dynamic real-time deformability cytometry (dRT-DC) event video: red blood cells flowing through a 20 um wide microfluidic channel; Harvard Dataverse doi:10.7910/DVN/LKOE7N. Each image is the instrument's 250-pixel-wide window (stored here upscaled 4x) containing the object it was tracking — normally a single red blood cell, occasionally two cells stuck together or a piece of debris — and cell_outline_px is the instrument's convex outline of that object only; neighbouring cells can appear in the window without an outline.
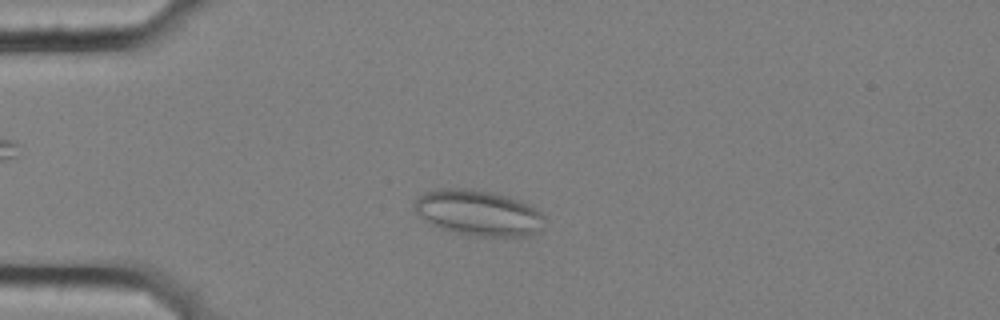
{"species": "common noctule bat (a hibernating species)", "species_latin": "Nyctalus noctula", "temperature_condition": "cold", "stored_images_in_passage": 55, "camera_frame_rate_fps": 3000, "um_per_image_px": 0.085, "animal": {"sex": "female", "body_mass_g": 25.1}, "frame": {"image": 1, "passage_image": 13, "time_ms": 4.0, "image_size_px": [1000, 320], "cell_outline_px": [[544, 228], [540, 232], [528, 236], [476, 236], [456, 232], [440, 228], [432, 224], [420, 216], [412, 208], [412, 204], [416, 196], [424, 192], [440, 188], [464, 188], [492, 192], [508, 196], [532, 204], [544, 216]], "centroid_in_image_um": [40.68, 18.08], "position_along_channel_um": 44.3, "area_um2": 35.08}}
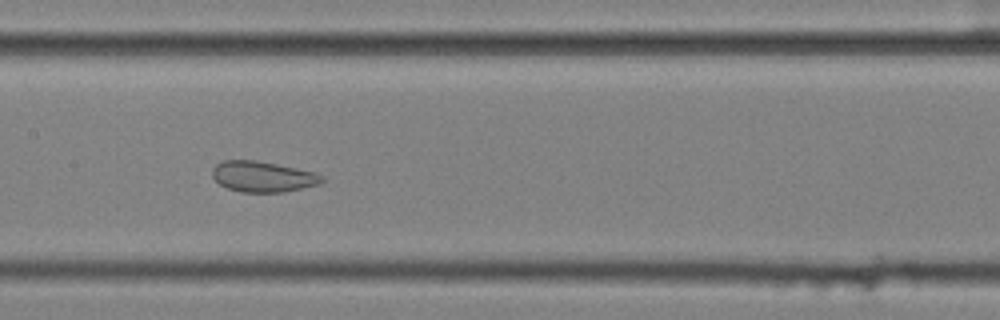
{"frame": {"image": 2, "passage_image": 27, "time_ms": 8.667, "image_size_px": [1000, 320], "cell_outline_px": [[324, 180], [320, 184], [284, 192], [240, 192], [228, 188], [220, 184], [212, 176], [212, 168], [216, 164], [224, 160], [256, 160], [316, 172]], "centroid_in_image_um": [22.32, 15.01], "position_along_channel_um": 185.1, "area_um2": 19.54}}
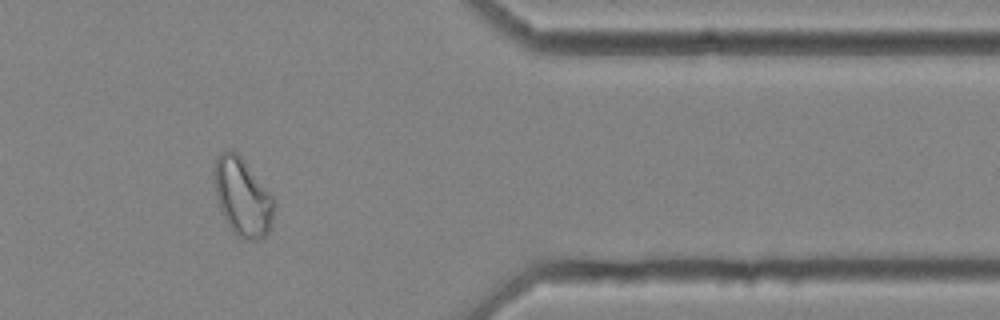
{"frame": {"image": 3, "passage_image": 46, "time_ms": 15.0, "image_size_px": [1000, 320], "cell_outline_px": [[276, 204], [272, 220], [268, 232], [260, 240], [248, 240], [236, 236], [232, 232], [220, 208], [216, 196], [212, 172], [216, 160], [220, 152], [236, 152], [244, 160], [276, 200]], "centroid_in_image_um": [20.62, 16.77], "position_along_channel_um": 390.8, "area_um2": 27.22}, "authors_computed_cell_mechanics": {"area_um2": 27.2238, "velocity_mm_per_s": 3.5284, "shape_relaxation_time_tau1_ms": null, "shape_relaxation_time_tau2_ms": 1.3398, "deformation_change_tau1": null, "deformation_change_tau2": 0.0719}}